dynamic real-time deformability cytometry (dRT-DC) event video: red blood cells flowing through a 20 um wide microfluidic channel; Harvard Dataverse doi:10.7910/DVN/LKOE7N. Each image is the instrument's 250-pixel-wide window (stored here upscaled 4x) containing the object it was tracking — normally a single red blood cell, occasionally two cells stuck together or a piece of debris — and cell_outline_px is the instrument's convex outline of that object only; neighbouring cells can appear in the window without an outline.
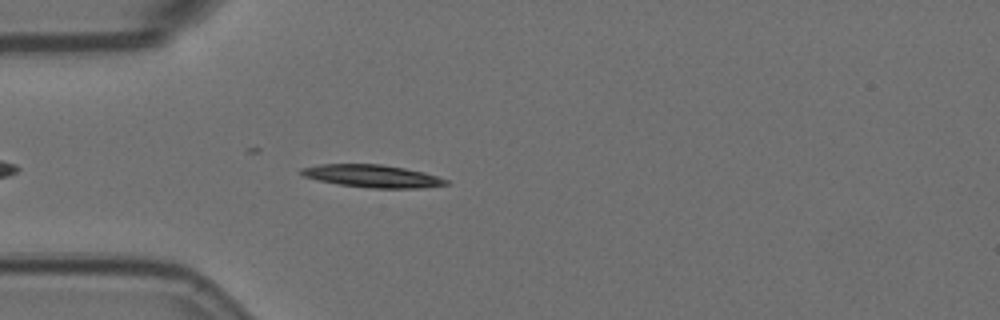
{"species": "Egyptian fruit bat (a non-hibernating species)", "species_latin": "Rousettus aegyptiacus", "temperature_condition": "room temperature", "stored_images_in_passage": 46, "camera_frame_rate_fps": 3000, "um_per_image_px": 0.085, "animal": {"sex": "female"}, "frame": {"image": 1, "passage_image": 5, "time_ms": 1.333, "image_size_px": [1000, 320], "cell_outline_px": [[448, 184], [424, 188], [372, 188], [340, 184], [320, 180], [304, 176], [300, 172], [300, 168], [320, 164], [380, 164], [404, 168], [424, 172], [448, 180]], "centroid_in_image_um": [31.67, 14.96], "position_along_channel_um": 53.3, "area_um2": 18.84}}
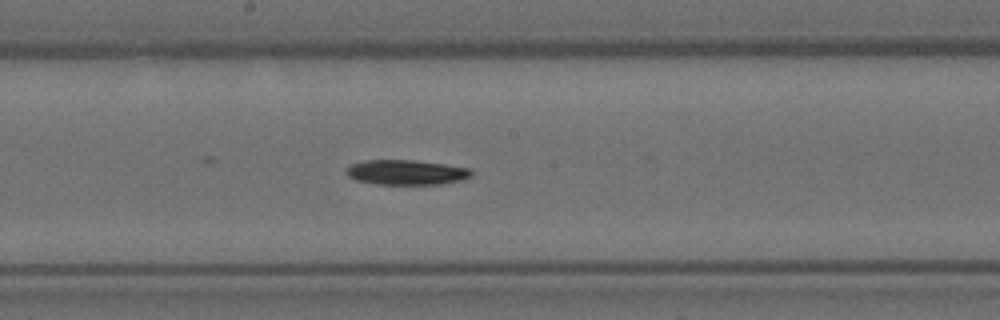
{"frame": {"image": 2, "passage_image": 19, "time_ms": 6.0, "image_size_px": [1000, 320], "cell_outline_px": [[472, 176], [464, 180], [440, 184], [376, 184], [356, 180], [348, 176], [344, 172], [352, 164], [364, 160], [412, 160], [444, 164], [472, 168]], "centroid_in_image_um": [34.57, 14.65], "position_along_channel_um": 213.6, "area_um2": 18.26}}
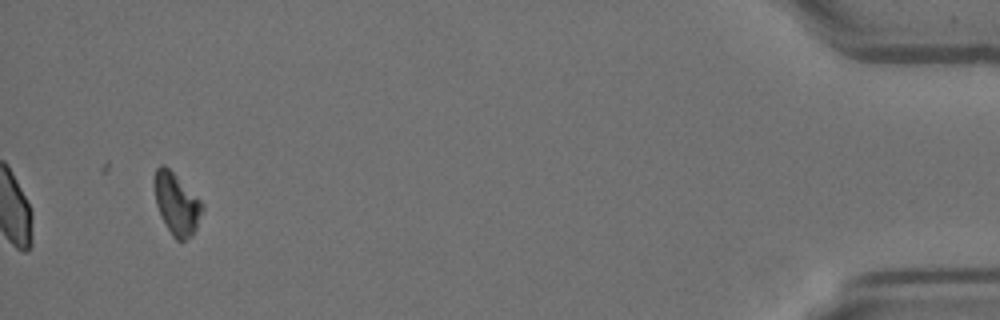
{"frame": {"image": 3, "passage_image": 43, "time_ms": 14.0, "image_size_px": [1000, 320], "cell_outline_px": [[204, 208], [196, 228], [192, 236], [184, 240], [176, 240], [172, 236], [160, 216], [156, 204], [152, 184], [156, 168], [160, 164], [164, 164], [204, 204]], "centroid_in_image_um": [14.98, 17.33], "position_along_channel_um": 420.2, "area_um2": 17.28}, "authors_computed_cell_mechanics": {"area_um2": 18.207, "velocity_mm_per_s": 3.5621, "shape_relaxation_time_tau1_ms": 7.7324, "shape_relaxation_time_tau2_ms": null, "deformation_change_tau1": 0.1444, "deformation_change_tau2": null}}